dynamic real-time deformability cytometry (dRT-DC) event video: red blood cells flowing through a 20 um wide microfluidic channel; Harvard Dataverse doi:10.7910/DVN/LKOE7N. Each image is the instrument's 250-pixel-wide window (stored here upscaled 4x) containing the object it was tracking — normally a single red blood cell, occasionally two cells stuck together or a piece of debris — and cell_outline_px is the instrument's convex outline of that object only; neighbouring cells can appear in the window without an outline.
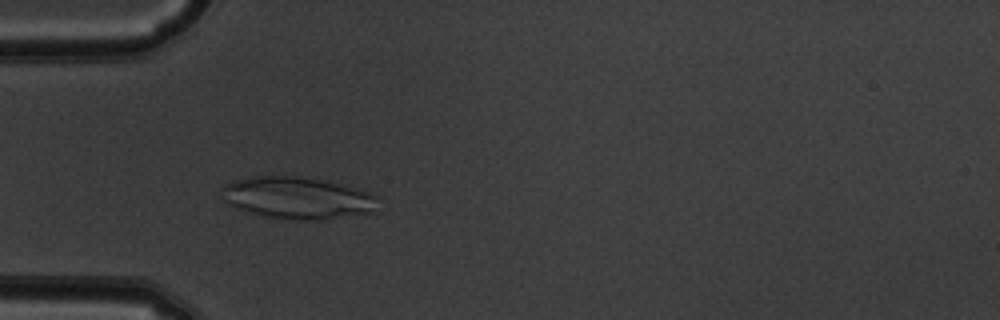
{"species": "common noctule bat (a hibernating species)", "species_latin": "Nyctalus noctula", "temperature_condition": "warm", "stored_images_in_passage": 51, "camera_frame_rate_fps": 3000, "um_per_image_px": 0.085, "animal": {"sex": "male", "body_mass_g": 19.5, "forearm_length_mm": 54.6}, "frame": {"image": 1, "passage_image": 16, "time_ms": 5.0, "image_size_px": [1000, 320], "cell_outline_px": [[380, 196], [376, 212], [324, 220], [300, 220], [264, 216], [236, 208], [228, 204], [224, 200], [220, 188], [224, 184], [236, 180], [252, 176], [300, 176], [340, 184], [372, 192]], "centroid_in_image_um": [25.34, 16.83], "position_along_channel_um": 59.7, "area_um2": 38.67}}
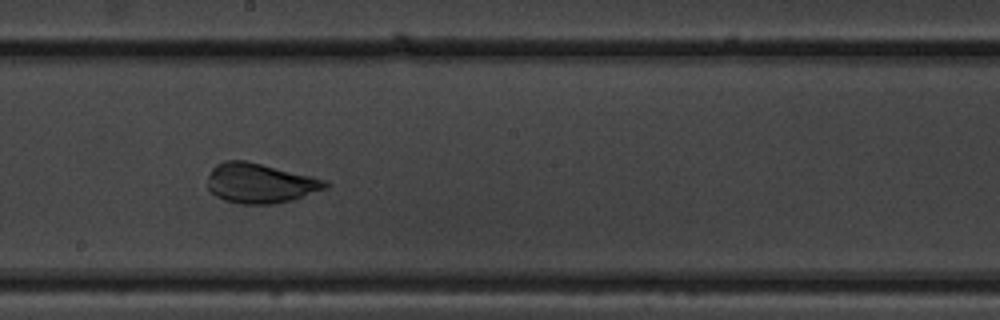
{"frame": {"image": 2, "passage_image": 29, "time_ms": 9.333, "image_size_px": [1000, 320], "cell_outline_px": [[332, 184], [328, 188], [292, 200], [272, 204], [240, 204], [224, 200], [216, 196], [208, 188], [208, 176], [212, 168], [216, 164], [224, 160], [244, 160], [328, 180]], "centroid_in_image_um": [22.13, 15.57], "position_along_channel_um": 226.1, "area_um2": 27.4}}
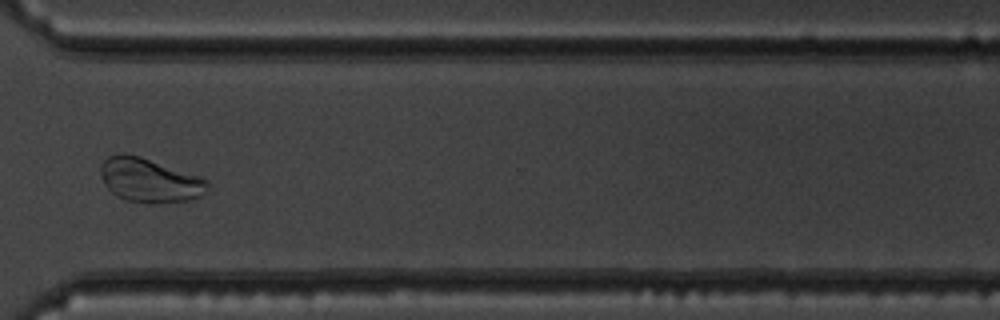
{"frame": {"image": 3, "passage_image": 39, "time_ms": 12.667, "image_size_px": [1000, 320], "cell_outline_px": [[212, 184], [200, 196], [188, 200], [152, 204], [148, 204], [124, 200], [116, 196], [104, 184], [100, 172], [100, 164], [108, 156], [120, 152], [140, 156], [200, 176], [208, 180]], "centroid_in_image_um": [12.7, 15.32], "position_along_channel_um": 357.9, "area_um2": 27.8}}